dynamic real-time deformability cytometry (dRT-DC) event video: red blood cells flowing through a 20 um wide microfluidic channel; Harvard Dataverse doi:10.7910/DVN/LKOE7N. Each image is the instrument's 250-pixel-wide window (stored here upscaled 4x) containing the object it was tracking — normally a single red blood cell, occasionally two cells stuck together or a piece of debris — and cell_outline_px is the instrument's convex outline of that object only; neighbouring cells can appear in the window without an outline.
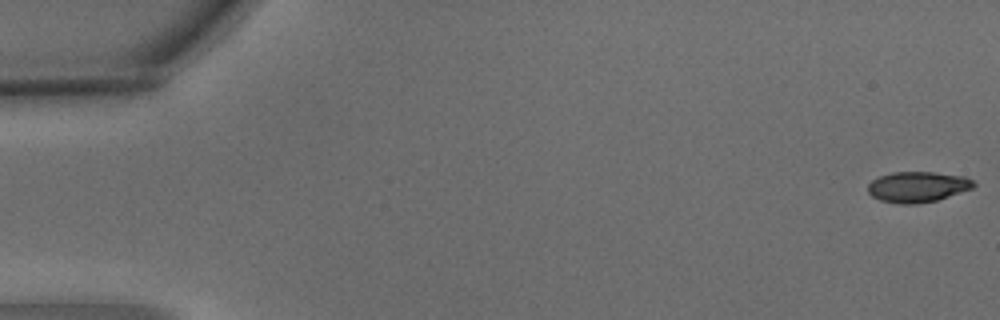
{"species": "common noctule bat (a hibernating species)", "species_latin": "Nyctalus noctula", "temperature_condition": "warm", "stored_images_in_passage": 5, "camera_frame_rate_fps": 3000, "um_per_image_px": 0.085, "animal": {"sex": "male", "body_mass_g": 15.6}, "frame": {"image": 1, "passage_image": 1, "time_ms": 0.0, "image_size_px": [1000, 320], "cell_outline_px": [[976, 184], [972, 188], [936, 200], [916, 204], [900, 204], [880, 200], [872, 196], [868, 192], [868, 184], [872, 180], [880, 176], [892, 172], [932, 172], [964, 176], [972, 180]], "centroid_in_image_um": [77.97, 15.88], "position_along_channel_um": 7.0, "area_um2": 18.73}}
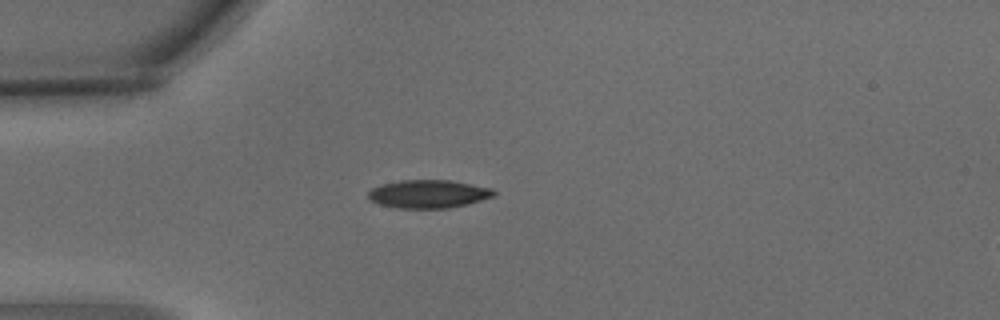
{"frame": {"image": 2, "passage_image": 4, "time_ms": 1.0, "image_size_px": [1000, 320], "cell_outline_px": [[496, 192], [492, 196], [468, 204], [448, 208], [400, 208], [380, 204], [368, 200], [368, 192], [372, 188], [380, 184], [400, 180], [452, 180], [492, 188]], "centroid_in_image_um": [36.39, 16.48], "position_along_channel_um": 48.6, "area_um2": 20.63}}